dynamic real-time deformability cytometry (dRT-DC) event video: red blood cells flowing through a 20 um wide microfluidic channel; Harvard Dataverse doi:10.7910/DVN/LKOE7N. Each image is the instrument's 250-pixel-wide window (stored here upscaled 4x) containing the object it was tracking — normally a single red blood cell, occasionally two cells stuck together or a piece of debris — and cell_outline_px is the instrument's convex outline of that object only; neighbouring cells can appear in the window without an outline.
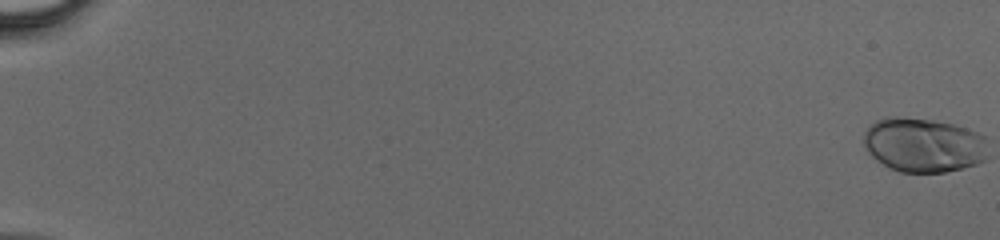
{"species": "human", "species_latin": "Homo sapiens", "temperature_condition": "cold", "stored_images_in_passage": 48, "camera_frame_rate_fps": 3000, "um_per_image_px": 0.085, "donor": {"sex": "male"}, "frame": {"image": 1, "passage_image": 1, "time_ms": 0.0, "image_size_px": [1000, 240], "cell_outline_px": [[984, 160], [976, 164], [944, 172], [900, 172], [884, 164], [872, 156], [868, 152], [864, 144], [864, 132], [876, 120], [888, 116], [928, 120], [952, 124], [964, 128], [984, 136]], "centroid_in_image_um": [78.45, 12.33], "position_along_channel_um": 6.6, "area_um2": 38.49}}
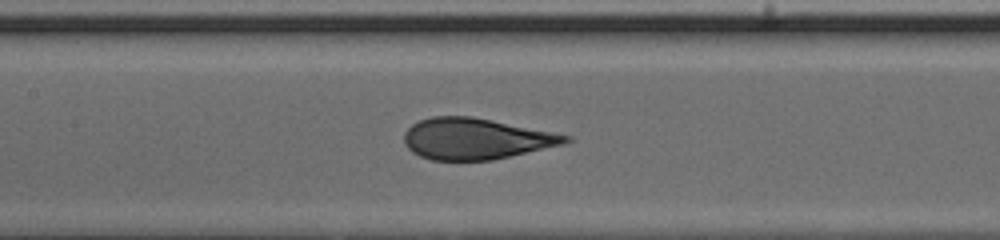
{"frame": {"image": 2, "passage_image": 26, "time_ms": 8.333, "image_size_px": [1000, 240], "cell_outline_px": [[572, 140], [564, 144], [492, 160], [432, 160], [420, 156], [412, 152], [404, 144], [404, 132], [412, 124], [420, 120], [432, 116], [472, 116], [572, 136]], "centroid_in_image_um": [40.42, 11.79], "position_along_channel_um": 167.0, "area_um2": 38.55}}
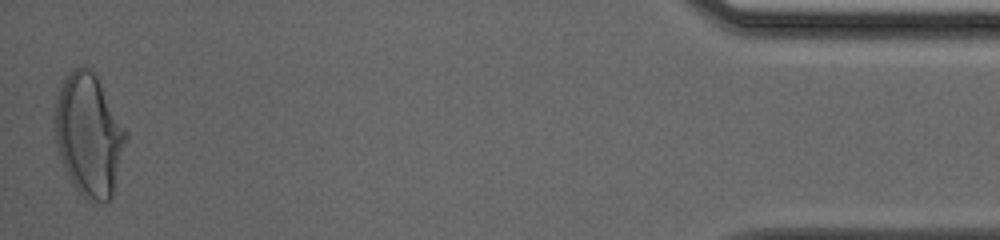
{"frame": {"image": 3, "passage_image": 48, "time_ms": 15.667, "image_size_px": [1000, 240], "cell_outline_px": [[128, 136], [112, 196], [104, 204], [84, 196], [72, 184], [68, 176], [60, 156], [56, 140], [56, 96], [64, 80], [72, 68], [84, 64], [96, 72], [128, 132]], "centroid_in_image_um": [7.59, 11.41], "position_along_channel_um": 427.6, "area_um2": 50.63}}